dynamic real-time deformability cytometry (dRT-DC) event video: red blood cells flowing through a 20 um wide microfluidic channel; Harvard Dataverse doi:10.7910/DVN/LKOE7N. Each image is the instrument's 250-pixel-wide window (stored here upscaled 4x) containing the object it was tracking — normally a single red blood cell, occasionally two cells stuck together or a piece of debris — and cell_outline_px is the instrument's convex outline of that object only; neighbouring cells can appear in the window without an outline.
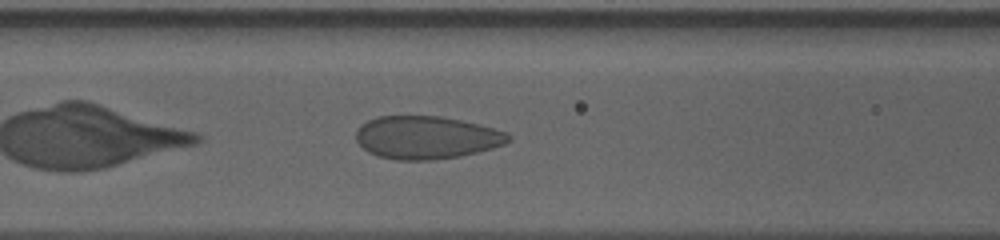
{"species": "human", "species_latin": "Homo sapiens", "temperature_condition": "cold", "stored_images_in_passage": 40, "camera_frame_rate_fps": 3000, "um_per_image_px": 0.085, "donor": {"sex": "male"}, "frame": {"image": 1, "passage_image": 7, "time_ms": 2.0, "image_size_px": [1000, 240], "cell_outline_px": [[512, 140], [504, 144], [492, 148], [460, 156], [432, 160], [396, 160], [380, 156], [368, 152], [356, 140], [356, 132], [360, 124], [376, 116], [440, 116], [480, 124], [508, 132], [512, 136]], "centroid_in_image_um": [36.26, 11.68], "position_along_channel_um": 130.3, "area_um2": 38.21}}
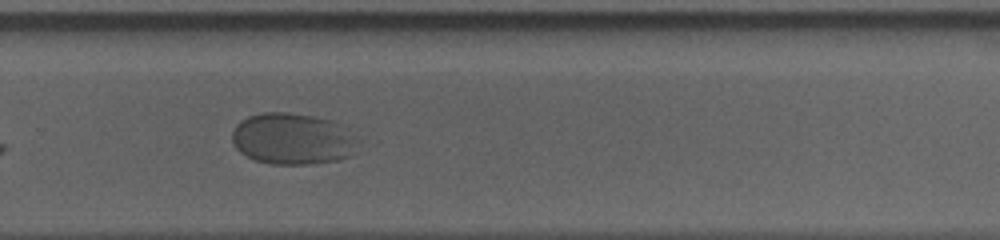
{"frame": {"image": 2, "passage_image": 22, "time_ms": 7.0, "image_size_px": [1000, 240], "cell_outline_px": [[356, 140], [348, 156], [340, 160], [312, 164], [268, 164], [252, 160], [240, 152], [236, 148], [232, 140], [232, 132], [236, 124], [240, 120], [248, 116], [260, 112], [288, 112], [312, 116], [332, 120], [340, 124]], "centroid_in_image_um": [24.77, 11.8], "position_along_channel_um": 305.0, "area_um2": 37.63}}
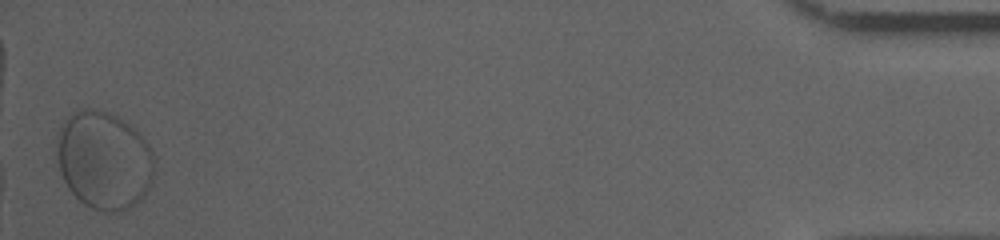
{"frame": {"image": 3, "passage_image": 40, "time_ms": 13.0, "image_size_px": [1000, 240], "cell_outline_px": [[156, 168], [152, 184], [144, 196], [140, 200], [116, 212], [104, 212], [92, 208], [84, 204], [68, 188], [60, 172], [56, 156], [56, 132], [60, 124], [76, 108], [96, 108], [116, 116], [124, 120], [136, 128], [140, 132], [152, 148], [156, 156]], "centroid_in_image_um": [8.85, 13.57], "position_along_channel_um": 426.3, "area_um2": 57.05}}